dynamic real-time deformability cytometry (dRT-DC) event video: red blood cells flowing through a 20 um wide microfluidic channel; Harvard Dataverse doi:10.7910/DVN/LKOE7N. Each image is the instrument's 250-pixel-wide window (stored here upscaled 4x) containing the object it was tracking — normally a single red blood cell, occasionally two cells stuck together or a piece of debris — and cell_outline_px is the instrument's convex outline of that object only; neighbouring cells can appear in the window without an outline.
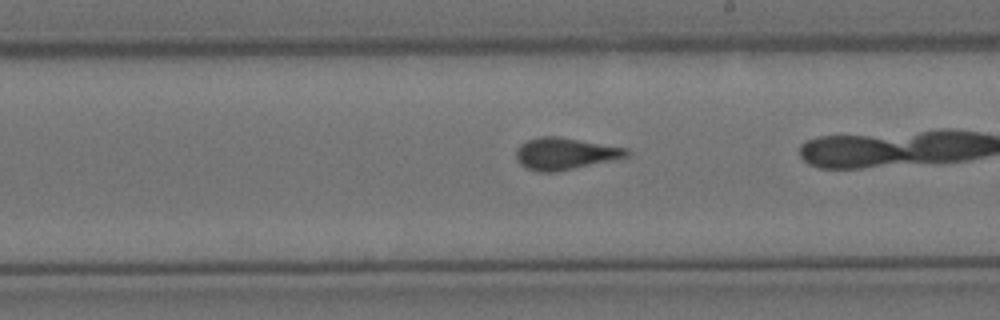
{"species": "Egyptian fruit bat (a non-hibernating species)", "species_latin": "Rousettus aegyptiacus", "temperature_condition": "cold", "stored_images_in_passage": 42, "camera_frame_rate_fps": 3000, "um_per_image_px": 0.085, "animal": {"sex": "female"}, "frame": {"image": 1, "passage_image": 30, "time_ms": 9.667, "image_size_px": [1000, 320], "cell_outline_px": [[632, 152], [628, 156], [612, 160], [556, 172], [536, 172], [520, 164], [516, 160], [516, 148], [520, 144], [528, 140], [540, 136], [560, 136], [628, 148]], "centroid_in_image_um": [48.02, 13.05], "position_along_channel_um": 241.0, "area_um2": 20.69}}